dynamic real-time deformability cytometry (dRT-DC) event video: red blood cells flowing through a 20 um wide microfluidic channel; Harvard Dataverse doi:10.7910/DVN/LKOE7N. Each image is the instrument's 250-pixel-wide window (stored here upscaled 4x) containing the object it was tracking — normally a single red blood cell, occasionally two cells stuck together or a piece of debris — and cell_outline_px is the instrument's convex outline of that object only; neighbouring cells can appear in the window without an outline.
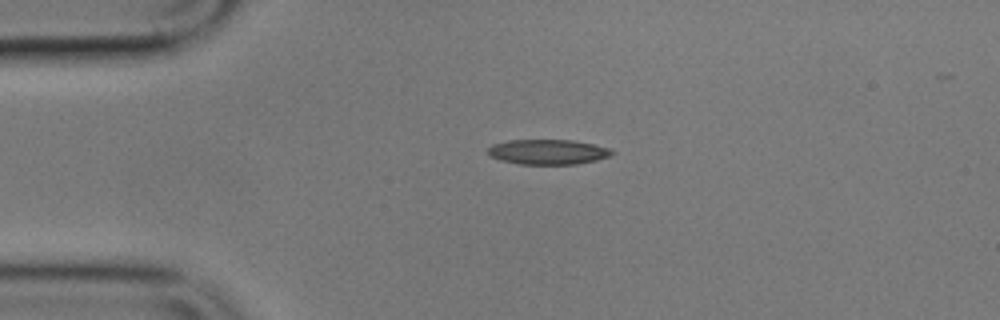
{"species": "common noctule bat (a hibernating species)", "species_latin": "Nyctalus noctula", "temperature_condition": "cold", "stored_images_in_passage": 2, "camera_frame_rate_fps": 3000, "um_per_image_px": 0.085, "animal": {"sex": "male", "body_mass_g": 17.9}, "frame": {"image": 1, "passage_image": 1, "time_ms": 0.0, "image_size_px": [1000, 320], "cell_outline_px": [[616, 152], [608, 156], [596, 160], [576, 164], [520, 164], [500, 160], [492, 156], [488, 152], [488, 148], [492, 144], [508, 140], [572, 140], [612, 148]], "centroid_in_image_um": [46.59, 12.91], "position_along_channel_um": 38.4, "area_um2": 18.03}}
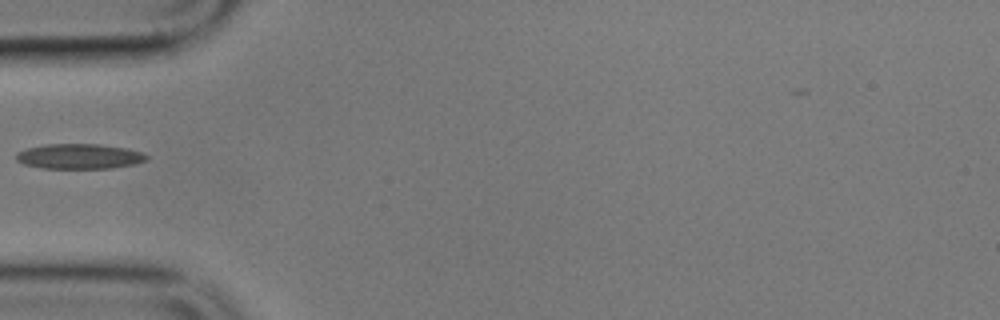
{"frame": {"image": 2, "passage_image": 2, "time_ms": 2.0, "image_size_px": [1000, 320], "cell_outline_px": [[148, 160], [136, 164], [112, 168], [40, 168], [24, 164], [16, 160], [16, 152], [28, 148], [44, 144], [100, 144], [124, 148], [144, 152], [148, 156]], "centroid_in_image_um": [6.76, 13.29], "position_along_channel_um": 78.2, "area_um2": 19.19}}